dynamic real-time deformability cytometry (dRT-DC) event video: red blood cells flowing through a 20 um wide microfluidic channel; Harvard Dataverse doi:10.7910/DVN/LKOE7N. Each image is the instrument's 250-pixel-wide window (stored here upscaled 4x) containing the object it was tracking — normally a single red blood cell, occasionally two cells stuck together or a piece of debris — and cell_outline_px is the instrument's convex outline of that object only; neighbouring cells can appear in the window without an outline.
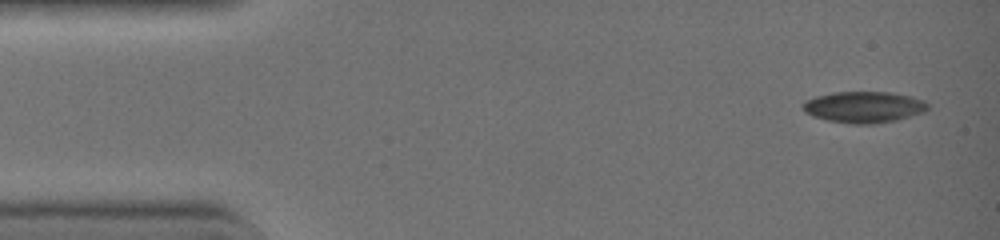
{"species": "common noctule bat (a hibernating species)", "species_latin": "Nyctalus noctula", "temperature_condition": "warm", "stored_images_in_passage": 5, "camera_frame_rate_fps": 3000, "um_per_image_px": 0.085, "animal": {"sex": "female", "body_mass_g": 19.0, "forearm_length_mm": 51.5}, "frame": {"image": 1, "passage_image": 1, "time_ms": 0.0, "image_size_px": [1000, 240], "cell_outline_px": [[928, 108], [920, 112], [896, 120], [872, 124], [856, 124], [828, 120], [816, 116], [808, 112], [804, 108], [804, 100], [816, 96], [836, 92], [888, 92], [908, 96], [920, 100], [928, 104]], "centroid_in_image_um": [73.41, 9.09], "position_along_channel_um": 11.6, "area_um2": 22.02}}
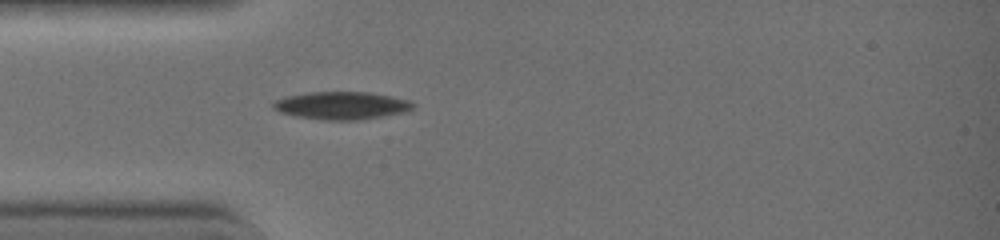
{"frame": {"image": 2, "passage_image": 5, "time_ms": 1.333, "image_size_px": [1000, 240], "cell_outline_px": [[412, 108], [400, 112], [380, 116], [356, 120], [324, 120], [296, 116], [280, 112], [272, 108], [272, 104], [276, 100], [288, 96], [308, 92], [368, 92], [408, 100], [412, 104]], "centroid_in_image_um": [28.94, 8.96], "position_along_channel_um": 56.1, "area_um2": 22.02}}